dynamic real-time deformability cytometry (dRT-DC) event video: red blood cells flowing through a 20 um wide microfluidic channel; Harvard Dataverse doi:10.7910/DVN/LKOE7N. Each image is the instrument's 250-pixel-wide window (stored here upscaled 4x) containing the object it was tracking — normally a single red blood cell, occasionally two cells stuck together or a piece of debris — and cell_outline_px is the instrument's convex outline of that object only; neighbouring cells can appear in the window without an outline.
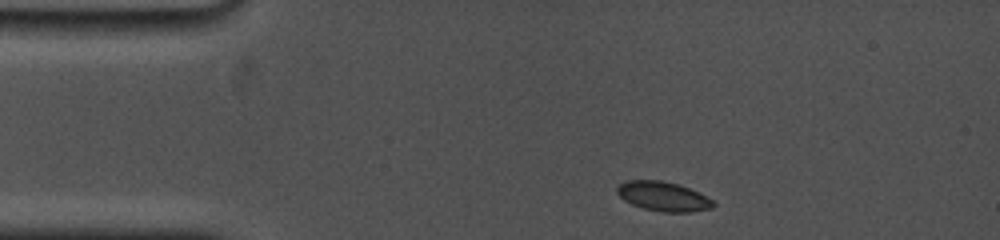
{"species": "common noctule bat (a hibernating species)", "species_latin": "Nyctalus noctula", "temperature_condition": "cold", "stored_images_in_passage": 7, "camera_frame_rate_fps": 5000, "um_per_image_px": 0.085, "animal": {"sex": "female", "body_mass_g": 19.0, "forearm_length_mm": 53.3}, "frame": {"image": 1, "passage_image": 1, "time_ms": 0.0, "image_size_px": [1000, 240], "cell_outline_px": [[716, 204], [712, 208], [688, 212], [660, 212], [644, 208], [632, 204], [624, 200], [616, 192], [616, 188], [620, 184], [628, 180], [660, 180], [676, 184], [688, 188], [712, 200]], "centroid_in_image_um": [56.34, 16.7], "position_along_channel_um": 28.7, "area_um2": 16.24}}
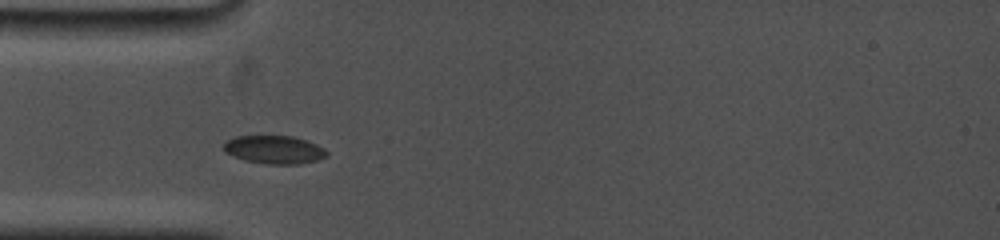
{"frame": {"image": 2, "passage_image": 6, "time_ms": 2.2, "image_size_px": [1000, 240], "cell_outline_px": [[328, 156], [316, 160], [300, 164], [268, 164], [244, 160], [232, 156], [224, 152], [224, 144], [228, 140], [236, 136], [292, 136], [316, 144], [324, 148], [328, 152]], "centroid_in_image_um": [23.31, 12.73], "position_along_channel_um": 61.7, "area_um2": 16.88}}
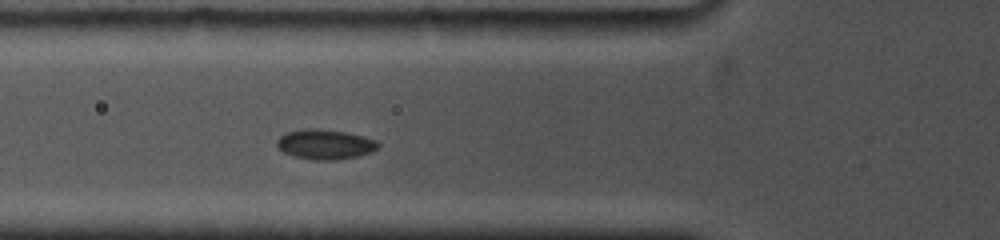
{"frame": {"image": 3, "passage_image": 7, "time_ms": 3.2, "image_size_px": [1000, 240], "cell_outline_px": [[380, 148], [372, 152], [360, 156], [336, 160], [316, 160], [292, 156], [276, 148], [276, 140], [280, 136], [288, 132], [308, 128], [320, 128], [344, 132], [364, 136], [376, 140], [380, 144]], "centroid_in_image_um": [27.65, 12.27], "position_along_channel_um": 98.1, "area_um2": 17.92}}